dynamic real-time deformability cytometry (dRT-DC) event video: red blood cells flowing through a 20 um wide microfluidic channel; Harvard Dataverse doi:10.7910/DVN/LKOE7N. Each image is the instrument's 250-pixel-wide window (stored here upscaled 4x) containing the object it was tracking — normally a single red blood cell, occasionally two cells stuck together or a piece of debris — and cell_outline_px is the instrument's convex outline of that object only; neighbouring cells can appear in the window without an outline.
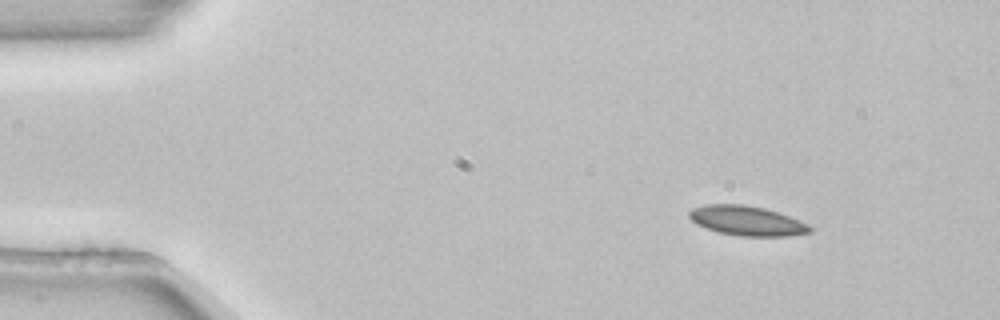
{"species": "common noctule bat (a hibernating species)", "species_latin": "Nyctalus noctula", "temperature_condition": "room temperature", "stored_images_in_passage": 3, "camera_frame_rate_fps": 3000, "um_per_image_px": 0.085, "animal": {"sex": "female", "body_mass_g": 22.7, "forearm_length_mm": 54.2}, "frame": {"image": 1, "passage_image": 1, "time_ms": 0.0, "image_size_px": [1000, 320], "cell_outline_px": [[812, 232], [788, 236], [740, 236], [720, 232], [696, 224], [688, 216], [688, 212], [692, 208], [704, 204], [744, 204], [764, 208], [788, 216], [808, 224], [812, 228]], "centroid_in_image_um": [63.47, 18.76], "position_along_channel_um": 21.5, "area_um2": 20.75}}
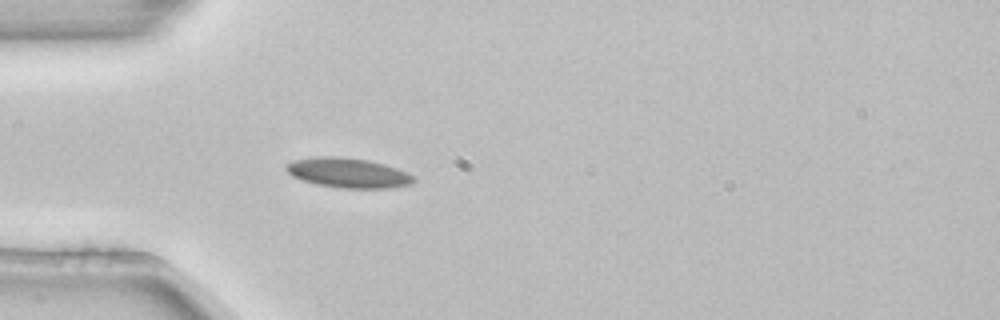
{"frame": {"image": 2, "passage_image": 3, "time_ms": 0.667, "image_size_px": [1000, 320], "cell_outline_px": [[416, 180], [412, 184], [388, 188], [340, 188], [316, 184], [292, 176], [284, 168], [284, 164], [292, 160], [316, 156], [340, 156], [368, 160], [384, 164], [408, 172]], "centroid_in_image_um": [29.56, 14.68], "position_along_channel_um": 55.4, "area_um2": 22.31}}